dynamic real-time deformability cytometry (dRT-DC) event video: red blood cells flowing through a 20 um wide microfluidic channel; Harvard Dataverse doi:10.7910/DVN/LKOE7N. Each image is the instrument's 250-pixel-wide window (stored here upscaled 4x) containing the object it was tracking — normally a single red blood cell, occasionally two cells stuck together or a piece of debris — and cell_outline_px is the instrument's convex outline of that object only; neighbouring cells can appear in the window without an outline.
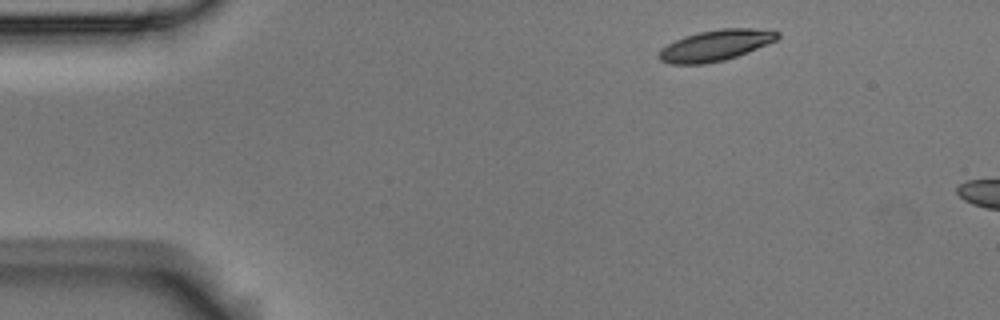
{"species": "Egyptian fruit bat (a non-hibernating species)", "species_latin": "Rousettus aegyptiacus", "temperature_condition": "room temperature", "stored_images_in_passage": 3, "camera_frame_rate_fps": 3000, "um_per_image_px": 0.085, "animal": {"sex": "male"}, "frame": {"image": 1, "passage_image": 1, "time_ms": 0.0, "image_size_px": [1000, 320], "cell_outline_px": [[780, 36], [776, 40], [748, 52], [724, 60], [704, 64], [668, 64], [660, 60], [660, 48], [684, 36], [700, 32], [720, 28], [752, 28], [780, 32]], "centroid_in_image_um": [60.82, 3.86], "position_along_channel_um": 24.2, "area_um2": 21.21}}